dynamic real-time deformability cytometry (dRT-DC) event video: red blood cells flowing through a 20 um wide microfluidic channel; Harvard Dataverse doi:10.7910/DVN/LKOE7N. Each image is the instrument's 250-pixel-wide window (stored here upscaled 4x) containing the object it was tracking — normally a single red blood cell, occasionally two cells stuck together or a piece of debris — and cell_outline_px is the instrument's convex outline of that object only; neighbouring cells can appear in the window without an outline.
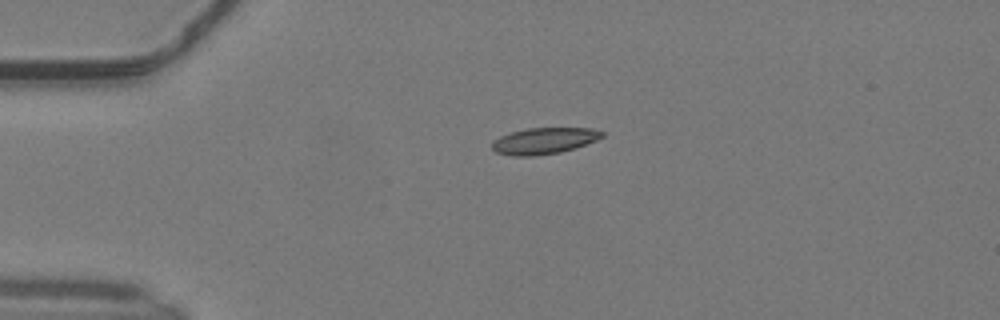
{"species": "common noctule bat (a hibernating species)", "species_latin": "Nyctalus noctula", "temperature_condition": "warm", "stored_images_in_passage": 30, "camera_frame_rate_fps": 3000, "um_per_image_px": 0.085, "animal": {"sex": "male", "body_mass_g": 19.2, "forearm_length_mm": 51.8}, "frame": {"image": 1, "passage_image": 1, "time_ms": 0.0, "image_size_px": [1000, 320], "cell_outline_px": [[604, 136], [584, 144], [572, 148], [556, 152], [496, 152], [492, 148], [492, 144], [496, 140], [512, 132], [532, 128], [588, 128], [604, 132]], "centroid_in_image_um": [46.36, 11.88], "position_along_channel_um": 38.6, "area_um2": 15.03}}
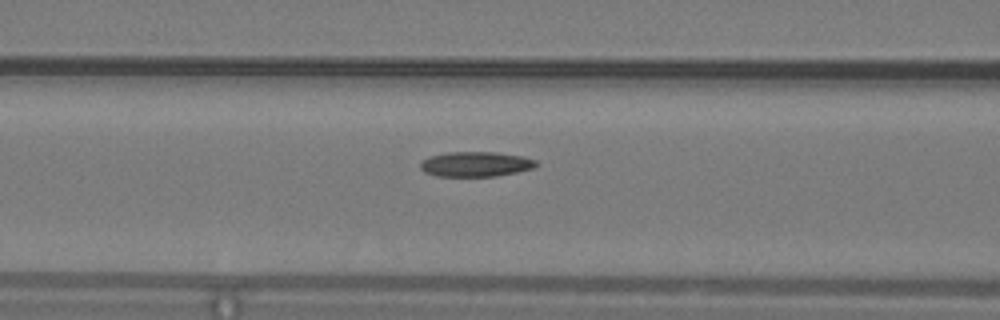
{"frame": {"image": 2, "passage_image": 10, "time_ms": 3.0, "image_size_px": [1000, 320], "cell_outline_px": [[536, 164], [528, 168], [512, 172], [492, 176], [440, 176], [428, 172], [420, 164], [424, 160], [432, 156], [456, 152], [488, 152], [520, 156], [532, 160]], "centroid_in_image_um": [40.39, 13.95], "position_along_channel_um": 126.2, "area_um2": 15.66}}
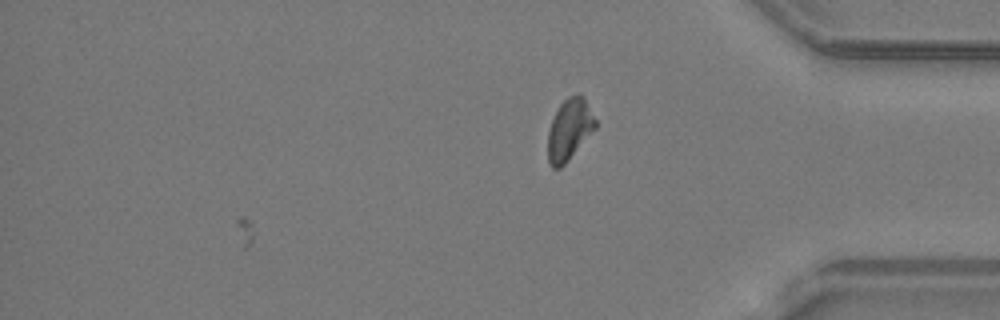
{"frame": {"image": 3, "passage_image": 30, "time_ms": 9.667, "image_size_px": [1000, 320], "cell_outline_px": [[596, 128], [564, 164], [560, 168], [552, 168], [548, 160], [548, 132], [552, 120], [560, 104], [564, 100], [572, 96], [580, 96], [584, 100], [596, 120]], "centroid_in_image_um": [48.38, 11.06], "position_along_channel_um": 386.8, "area_um2": 16.36}, "authors_computed_cell_mechanics": {"area_um2": 15.4326, "velocity_mm_per_s": 4.1315, "shape_relaxation_time_tau1_ms": null, "shape_relaxation_time_tau2_ms": 6.2126, "deformation_change_tau1": null, "deformation_change_tau2": 0.1467}}